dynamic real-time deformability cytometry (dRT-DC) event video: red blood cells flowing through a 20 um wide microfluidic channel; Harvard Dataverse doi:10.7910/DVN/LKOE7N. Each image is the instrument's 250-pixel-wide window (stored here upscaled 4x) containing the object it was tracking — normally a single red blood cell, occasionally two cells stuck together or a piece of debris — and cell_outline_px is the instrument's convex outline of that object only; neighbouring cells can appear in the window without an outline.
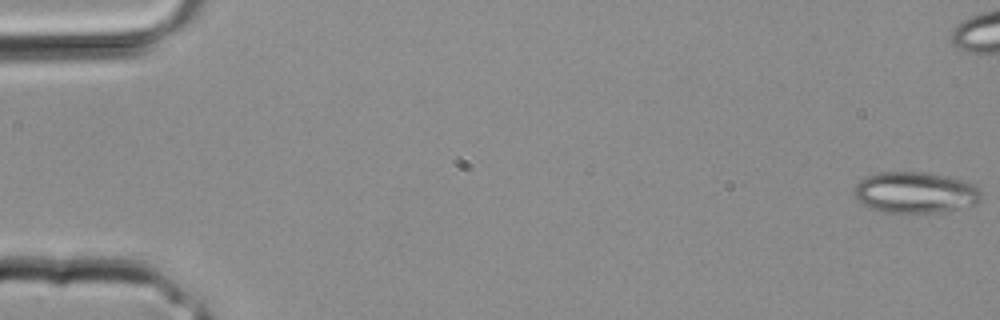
{"species": "common noctule bat (a hibernating species)", "species_latin": "Nyctalus noctula", "temperature_condition": "room temperature", "stored_images_in_passage": 14, "camera_frame_rate_fps": 3000, "um_per_image_px": 0.085, "animal": {"sex": "male", "body_mass_g": 20.4}, "frame": {"image": 1, "passage_image": 1, "time_ms": 0.0, "image_size_px": [1000, 320], "cell_outline_px": [[980, 200], [976, 204], [960, 208], [940, 212], [884, 212], [872, 208], [864, 204], [852, 192], [856, 184], [860, 180], [868, 176], [880, 172], [920, 172], [964, 180], [976, 184], [980, 188]], "centroid_in_image_um": [77.82, 16.36], "position_along_channel_um": 7.2, "area_um2": 30.17}}
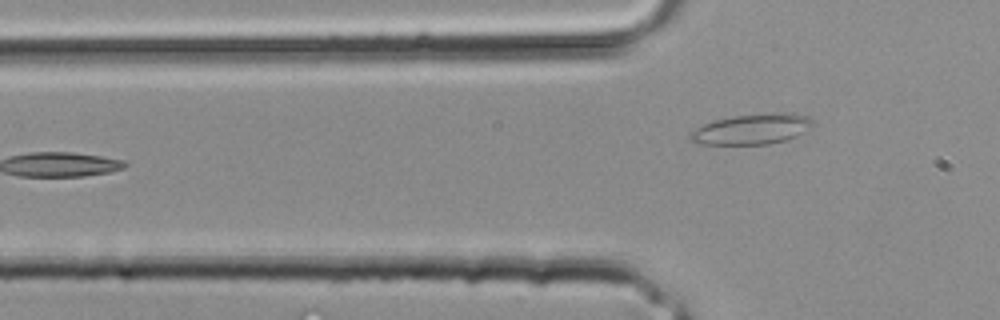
{"frame": {"image": 2, "passage_image": 14, "time_ms": 4.333, "image_size_px": [1000, 320], "cell_outline_px": [[812, 128], [796, 136], [784, 140], [768, 144], [696, 144], [688, 140], [688, 132], [712, 120], [732, 116], [776, 112], [792, 112], [808, 116], [812, 120]], "centroid_in_image_um": [63.88, 10.96], "position_along_channel_um": 61.9, "area_um2": 22.08}}